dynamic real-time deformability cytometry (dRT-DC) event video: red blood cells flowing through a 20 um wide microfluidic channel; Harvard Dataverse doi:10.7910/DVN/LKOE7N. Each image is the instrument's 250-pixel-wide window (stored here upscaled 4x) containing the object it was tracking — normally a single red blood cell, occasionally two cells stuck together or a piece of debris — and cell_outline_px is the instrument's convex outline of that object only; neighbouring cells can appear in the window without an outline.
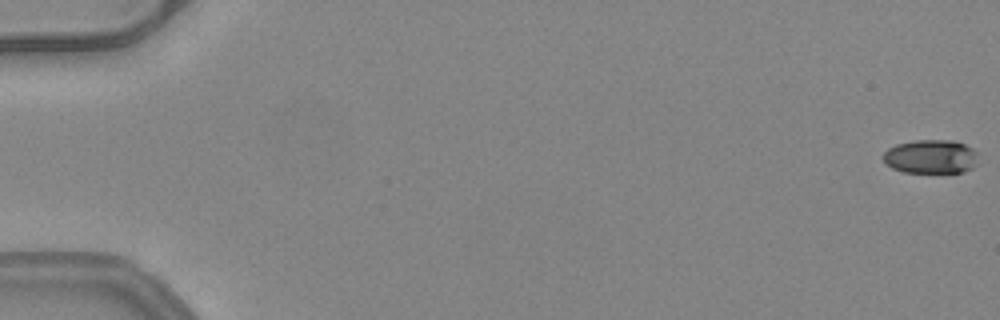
{"species": "common noctule bat (a hibernating species)", "species_latin": "Nyctalus noctula", "temperature_condition": "warm", "stored_images_in_passage": 53, "camera_frame_rate_fps": 3000, "um_per_image_px": 0.085, "animal": {"sex": "female", "body_mass_g": 24.6, "forearm_length_mm": 56.2}, "frame": {"image": 1, "passage_image": 1, "time_ms": 0.0, "image_size_px": [1000, 320], "cell_outline_px": [[976, 164], [972, 168], [964, 172], [904, 172], [892, 168], [884, 160], [884, 152], [888, 148], [896, 144], [916, 140], [952, 140], [964, 144], [972, 148], [976, 152]], "centroid_in_image_um": [79.12, 13.31], "position_along_channel_um": 5.9, "area_um2": 18.61}}
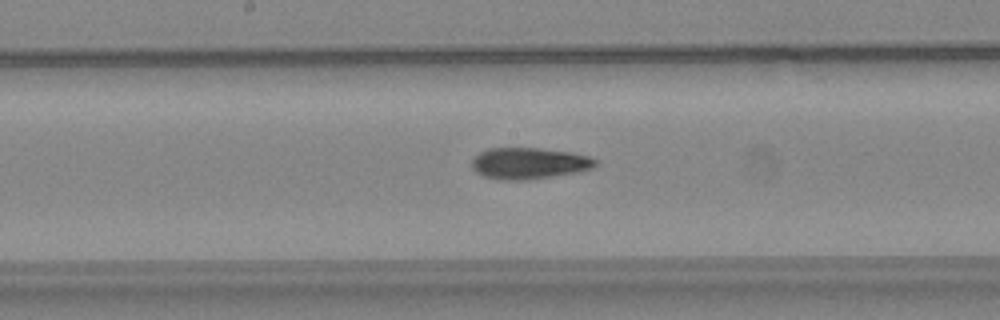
{"frame": {"image": 2, "passage_image": 29, "time_ms": 9.333, "image_size_px": [1000, 320], "cell_outline_px": [[596, 164], [592, 168], [580, 172], [528, 180], [496, 180], [484, 176], [476, 172], [472, 168], [472, 160], [480, 152], [488, 148], [540, 148], [572, 152], [588, 156], [596, 160]], "centroid_in_image_um": [44.96, 13.89], "position_along_channel_um": 203.2, "area_um2": 22.77}}
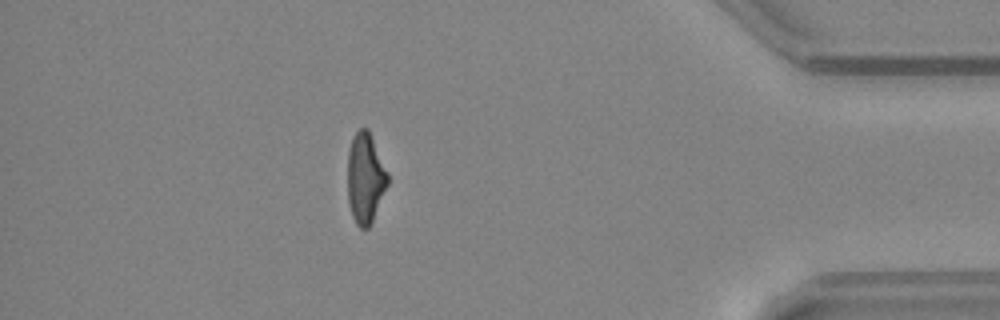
{"frame": {"image": 3, "passage_image": 47, "time_ms": 15.333, "image_size_px": [1000, 320], "cell_outline_px": [[388, 184], [372, 224], [368, 228], [360, 228], [356, 224], [352, 216], [348, 200], [348, 152], [352, 136], [360, 128], [368, 128], [388, 172]], "centroid_in_image_um": [31.06, 15.15], "position_along_channel_um": 404.1, "area_um2": 21.33}, "authors_computed_cell_mechanics": {"area_um2": 21.7906, "velocity_mm_per_s": 4.0486, "shape_relaxation_time_tau1_ms": 11.2175, "shape_relaxation_time_tau2_ms": 3.5907, "deformation_change_tau1": 0.2781, "deformation_change_tau2": 0.1319}}